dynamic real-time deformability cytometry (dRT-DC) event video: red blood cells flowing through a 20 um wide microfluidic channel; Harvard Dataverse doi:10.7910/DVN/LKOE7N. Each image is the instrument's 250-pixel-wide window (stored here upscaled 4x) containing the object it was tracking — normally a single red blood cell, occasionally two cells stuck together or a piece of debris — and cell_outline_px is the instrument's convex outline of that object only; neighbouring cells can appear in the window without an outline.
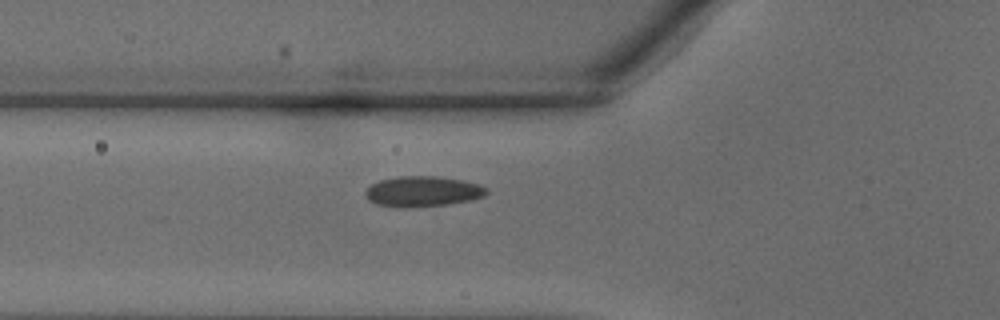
{"species": "common noctule bat (a hibernating species)", "species_latin": "Nyctalus noctula", "temperature_condition": "warm", "stored_images_in_passage": 22, "camera_frame_rate_fps": 3000, "um_per_image_px": 0.085, "animal": {"sex": "male", "body_mass_g": 18.8}, "frame": {"image": 1, "passage_image": 4, "time_ms": 1.0, "image_size_px": [1000, 320], "cell_outline_px": [[488, 192], [484, 196], [468, 200], [448, 204], [404, 208], [376, 204], [368, 200], [364, 196], [364, 192], [372, 184], [380, 180], [396, 176], [436, 176], [464, 180], [480, 184], [488, 188]], "centroid_in_image_um": [35.92, 16.26], "position_along_channel_um": 89.9, "area_um2": 21.62}}
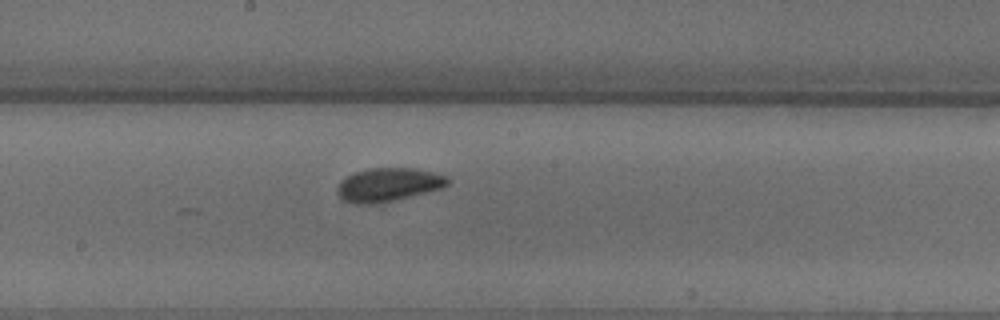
{"frame": {"image": 2, "passage_image": 11, "time_ms": 3.333, "image_size_px": [1000, 320], "cell_outline_px": [[448, 184], [440, 188], [376, 204], [356, 204], [344, 200], [336, 192], [340, 180], [356, 172], [372, 168], [416, 168], [448, 176]], "centroid_in_image_um": [32.98, 15.69], "position_along_channel_um": 215.2, "area_um2": 21.15}}
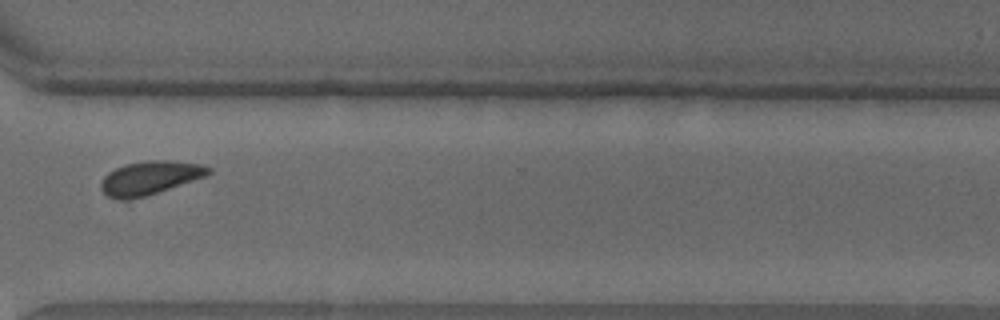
{"frame": {"image": 3, "passage_image": 19, "time_ms": 6.0, "image_size_px": [1000, 320], "cell_outline_px": [[212, 172], [208, 176], [144, 196], [128, 200], [116, 200], [108, 196], [100, 188], [100, 184], [104, 176], [108, 172], [124, 164], [144, 160], [172, 160], [200, 164], [212, 168]], "centroid_in_image_um": [12.74, 15.11], "position_along_channel_um": 357.9, "area_um2": 21.21}}